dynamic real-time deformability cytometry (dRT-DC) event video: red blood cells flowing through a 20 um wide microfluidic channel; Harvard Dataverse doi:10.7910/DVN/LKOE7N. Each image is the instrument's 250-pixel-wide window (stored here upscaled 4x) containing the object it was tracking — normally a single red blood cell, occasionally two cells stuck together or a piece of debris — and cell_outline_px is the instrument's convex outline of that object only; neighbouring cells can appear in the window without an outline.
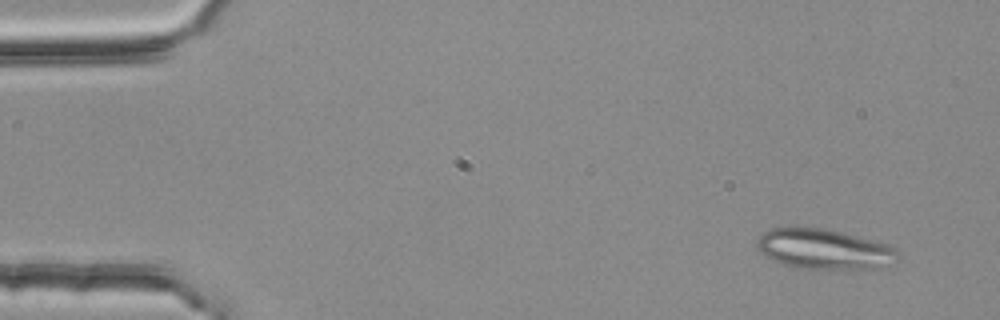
{"species": "common noctule bat (a hibernating species)", "species_latin": "Nyctalus noctula", "temperature_condition": "room temperature", "stored_images_in_passage": 4, "camera_frame_rate_fps": 3000, "um_per_image_px": 0.085, "animal": {"sex": "female", "body_mass_g": 25.1}, "frame": {"image": 1, "passage_image": 1, "time_ms": 0.0, "image_size_px": [1000, 320], "cell_outline_px": [[900, 260], [896, 264], [876, 268], [808, 268], [784, 264], [772, 260], [764, 256], [760, 252], [756, 244], [756, 240], [764, 232], [772, 228], [824, 228], [888, 244], [896, 252]], "centroid_in_image_um": [70.06, 21.18], "position_along_channel_um": 14.9, "area_um2": 32.48}}